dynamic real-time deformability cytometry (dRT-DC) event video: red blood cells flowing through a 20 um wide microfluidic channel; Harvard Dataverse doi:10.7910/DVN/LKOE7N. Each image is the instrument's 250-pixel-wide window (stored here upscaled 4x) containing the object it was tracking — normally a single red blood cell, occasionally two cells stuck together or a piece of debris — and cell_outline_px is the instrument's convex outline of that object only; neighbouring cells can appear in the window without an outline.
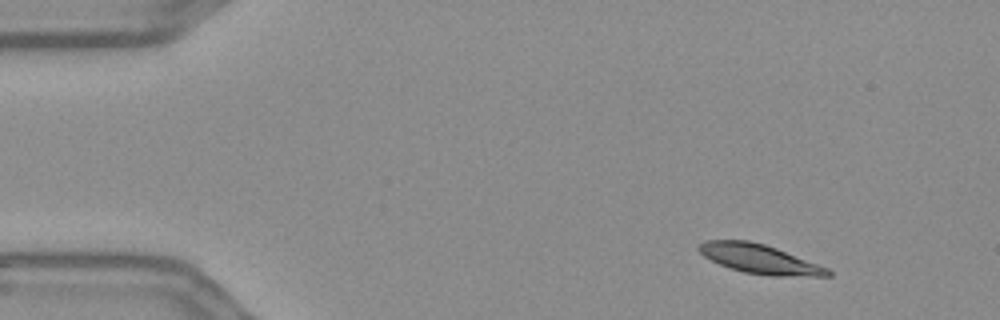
{"species": "Egyptian fruit bat (a non-hibernating species)", "species_latin": "Rousettus aegyptiacus", "temperature_condition": "warm", "stored_images_in_passage": 51, "camera_frame_rate_fps": 3000, "um_per_image_px": 0.085, "frame": {"image": 1, "passage_image": 1, "time_ms": 0.0, "image_size_px": [1000, 320], "cell_outline_px": [[832, 276], [772, 276], [744, 272], [728, 268], [704, 256], [696, 248], [704, 240], [748, 240], [764, 244], [776, 248], [828, 268], [832, 272]], "centroid_in_image_um": [64.55, 22.01], "position_along_channel_um": 20.4, "area_um2": 21.85}}
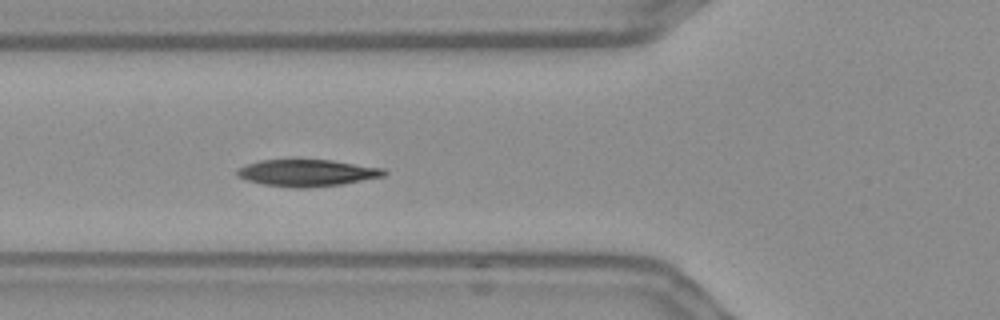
{"frame": {"image": 2, "passage_image": 15, "time_ms": 4.667, "image_size_px": [1000, 320], "cell_outline_px": [[388, 172], [384, 176], [340, 184], [304, 188], [296, 188], [264, 184], [248, 180], [236, 176], [236, 172], [240, 168], [248, 164], [260, 160], [296, 156], [332, 160], [384, 168]], "centroid_in_image_um": [26.08, 14.64], "position_along_channel_um": 99.7, "area_um2": 23.7}}
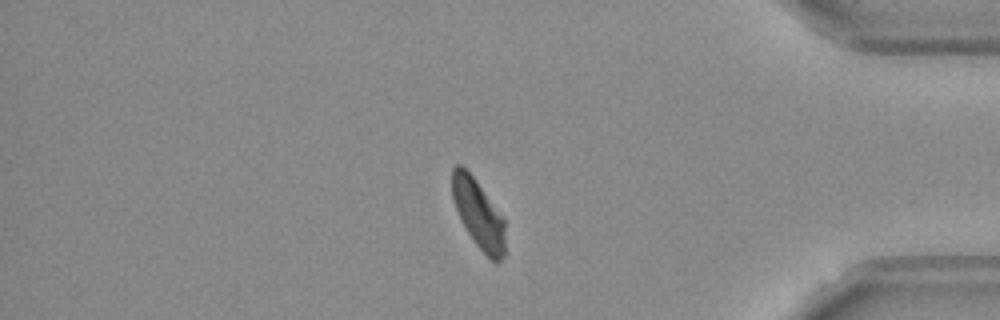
{"frame": {"image": 3, "passage_image": 42, "time_ms": 13.667, "image_size_px": [1000, 320], "cell_outline_px": [[504, 256], [496, 264], [476, 244], [468, 232], [452, 200], [452, 168], [456, 164], [460, 164], [476, 180], [504, 216]], "centroid_in_image_um": [40.67, 18.16], "position_along_channel_um": 394.5, "area_um2": 20.98}, "authors_computed_cell_mechanics": {"area_um2": 23.2934, "velocity_mm_per_s": 3.6074, "shape_relaxation_time_tau1_ms": 2.5575, "shape_relaxation_time_tau2_ms": 1.5421, "deformation_change_tau1": 0.1433, "deformation_change_tau2": 0.0581}}